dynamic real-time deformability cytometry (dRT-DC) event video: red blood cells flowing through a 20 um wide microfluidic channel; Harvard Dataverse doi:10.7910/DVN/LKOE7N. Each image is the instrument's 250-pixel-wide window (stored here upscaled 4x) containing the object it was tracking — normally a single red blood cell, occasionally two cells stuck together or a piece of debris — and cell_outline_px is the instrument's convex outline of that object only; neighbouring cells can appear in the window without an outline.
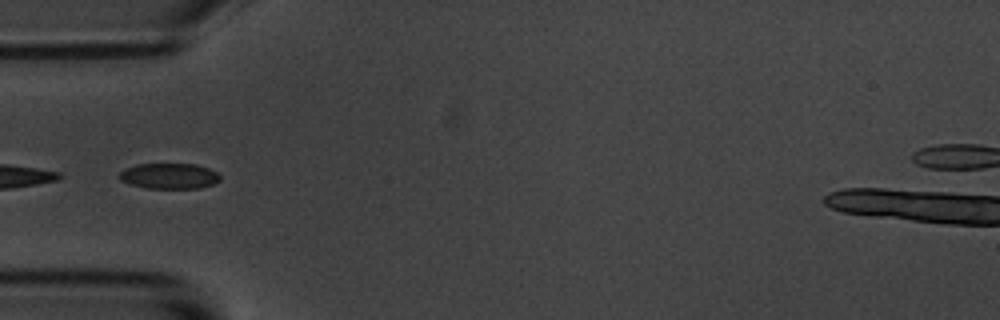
{"species": "common noctule bat (a hibernating species)", "species_latin": "Nyctalus noctula", "temperature_condition": "room temperature", "stored_images_in_passage": 3, "camera_frame_rate_fps": 3000, "um_per_image_px": 0.085, "animal": {"sex": "male", "body_mass_g": 20.1, "forearm_length_mm": 53.5}, "frame": {"image": 1, "passage_image": 1, "time_ms": 0.0, "image_size_px": [1000, 320], "cell_outline_px": [[220, 180], [212, 184], [200, 188], [148, 188], [132, 184], [120, 180], [120, 172], [124, 168], [136, 164], [196, 164], [208, 168], [216, 172], [220, 176]], "centroid_in_image_um": [14.39, 14.95], "position_along_channel_um": 70.6, "area_um2": 14.91}}